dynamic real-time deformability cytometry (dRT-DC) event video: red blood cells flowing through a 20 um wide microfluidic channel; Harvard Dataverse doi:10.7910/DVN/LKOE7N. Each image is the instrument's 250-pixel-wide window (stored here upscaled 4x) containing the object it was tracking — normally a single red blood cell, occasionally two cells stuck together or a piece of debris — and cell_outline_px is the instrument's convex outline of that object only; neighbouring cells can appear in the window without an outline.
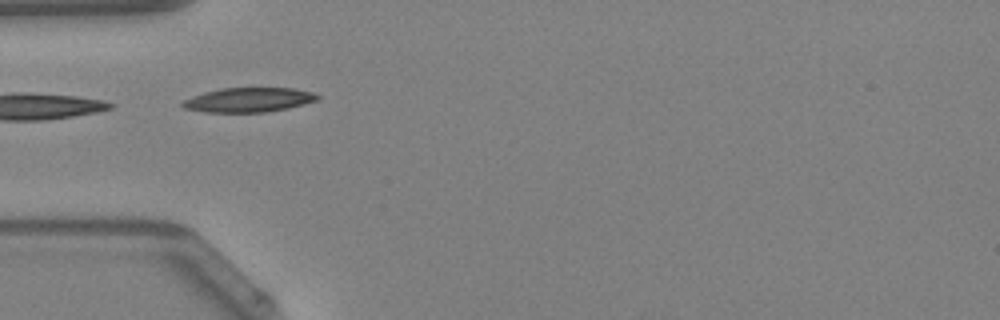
{"species": "Egyptian fruit bat (a non-hibernating species)", "species_latin": "Rousettus aegyptiacus", "temperature_condition": "warm", "stored_images_in_passage": 4, "camera_frame_rate_fps": 3000, "um_per_image_px": 0.085, "animal": {"sex": "female"}, "frame": {"image": 1, "passage_image": 1, "time_ms": 0.0, "image_size_px": [1000, 320], "cell_outline_px": [[320, 96], [316, 100], [304, 104], [288, 108], [268, 112], [204, 112], [184, 108], [180, 104], [184, 100], [192, 96], [204, 92], [220, 88], [292, 88], [312, 92]], "centroid_in_image_um": [21.11, 8.49], "position_along_channel_um": 63.9, "area_um2": 19.19}}